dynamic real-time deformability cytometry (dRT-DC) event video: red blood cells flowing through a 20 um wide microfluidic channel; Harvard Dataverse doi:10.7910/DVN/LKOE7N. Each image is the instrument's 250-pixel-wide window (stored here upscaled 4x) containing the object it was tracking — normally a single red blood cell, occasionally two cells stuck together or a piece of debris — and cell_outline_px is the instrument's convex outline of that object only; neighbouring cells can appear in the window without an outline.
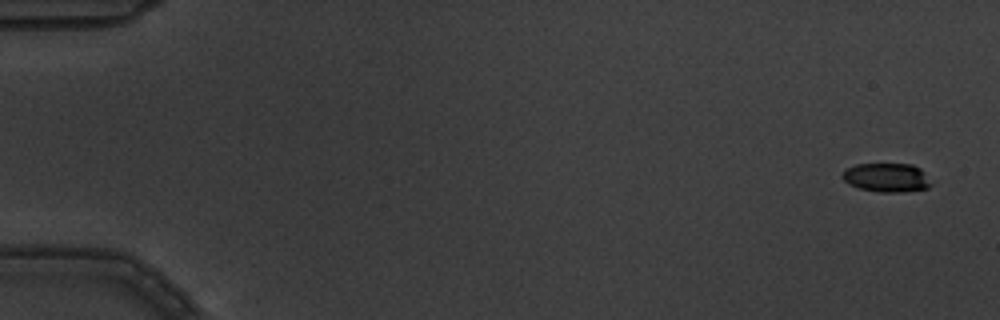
{"species": "common noctule bat (a hibernating species)", "species_latin": "Nyctalus noctula", "temperature_condition": "warm", "stored_images_in_passage": 10, "camera_frame_rate_fps": 3000, "um_per_image_px": 0.085, "animal": {"sex": "male", "body_mass_g": 19.5, "forearm_length_mm": 54.6}, "frame": {"image": 1, "passage_image": 1, "time_ms": 0.0, "image_size_px": [1000, 320], "cell_outline_px": [[932, 184], [928, 188], [904, 192], [880, 192], [860, 188], [848, 184], [840, 176], [848, 168], [856, 164], [912, 164], [920, 168], [924, 172]], "centroid_in_image_um": [75.38, 15.09], "position_along_channel_um": 9.6, "area_um2": 14.91}}
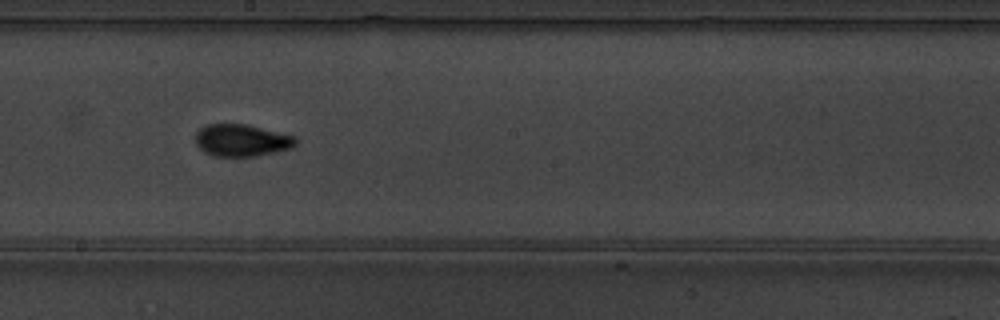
{"frame": {"image": 2, "passage_image": 9, "time_ms": 2.667, "image_size_px": [1000, 320], "cell_outline_px": [[296, 144], [292, 148], [256, 156], [212, 156], [204, 152], [196, 144], [196, 132], [204, 124], [248, 124], [296, 136]], "centroid_in_image_um": [20.54, 11.92], "position_along_channel_um": 227.7, "area_um2": 18.9}}